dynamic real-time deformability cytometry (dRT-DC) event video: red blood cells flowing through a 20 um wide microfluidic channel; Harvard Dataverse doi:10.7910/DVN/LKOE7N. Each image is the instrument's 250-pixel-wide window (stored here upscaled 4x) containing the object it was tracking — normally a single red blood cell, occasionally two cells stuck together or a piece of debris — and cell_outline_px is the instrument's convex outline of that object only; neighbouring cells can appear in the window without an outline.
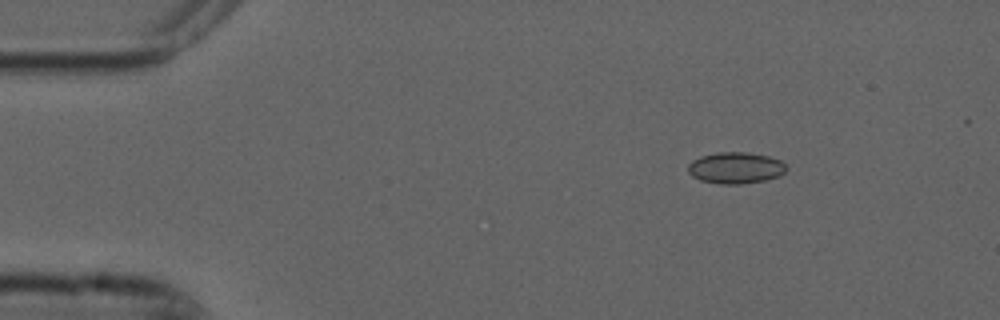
{"species": "common noctule bat (a hibernating species)", "species_latin": "Nyctalus noctula", "temperature_condition": "cold", "stored_images_in_passage": 3, "camera_frame_rate_fps": 3000, "um_per_image_px": 0.085, "animal": {"sex": "male", "forearm_length_mm": 52.5}, "frame": {"image": 1, "passage_image": 1, "time_ms": 0.0, "image_size_px": [1000, 320], "cell_outline_px": [[788, 168], [780, 176], [764, 180], [740, 184], [720, 184], [700, 180], [692, 176], [688, 172], [688, 164], [692, 160], [700, 156], [716, 152], [748, 152], [768, 156], [780, 160]], "centroid_in_image_um": [62.51, 14.26], "position_along_channel_um": 22.5, "area_um2": 18.09}}
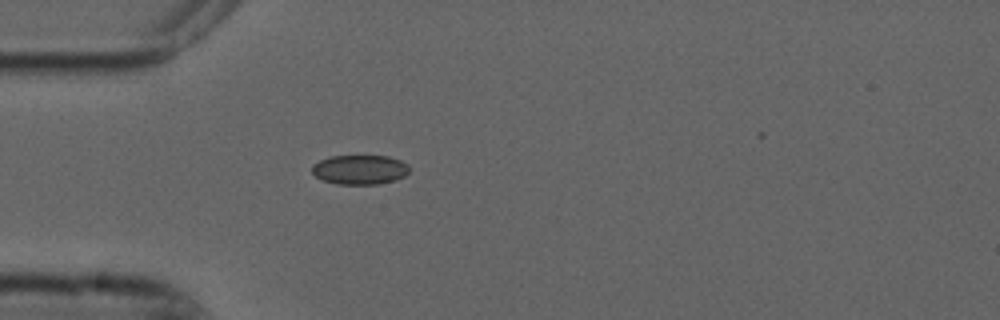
{"frame": {"image": 2, "passage_image": 3, "time_ms": 0.667, "image_size_px": [1000, 320], "cell_outline_px": [[408, 172], [404, 176], [396, 180], [376, 184], [336, 184], [324, 180], [316, 176], [312, 172], [312, 164], [320, 160], [332, 156], [388, 156], [400, 160], [408, 164]], "centroid_in_image_um": [30.59, 14.42], "position_along_channel_um": 54.4, "area_um2": 16.65}}